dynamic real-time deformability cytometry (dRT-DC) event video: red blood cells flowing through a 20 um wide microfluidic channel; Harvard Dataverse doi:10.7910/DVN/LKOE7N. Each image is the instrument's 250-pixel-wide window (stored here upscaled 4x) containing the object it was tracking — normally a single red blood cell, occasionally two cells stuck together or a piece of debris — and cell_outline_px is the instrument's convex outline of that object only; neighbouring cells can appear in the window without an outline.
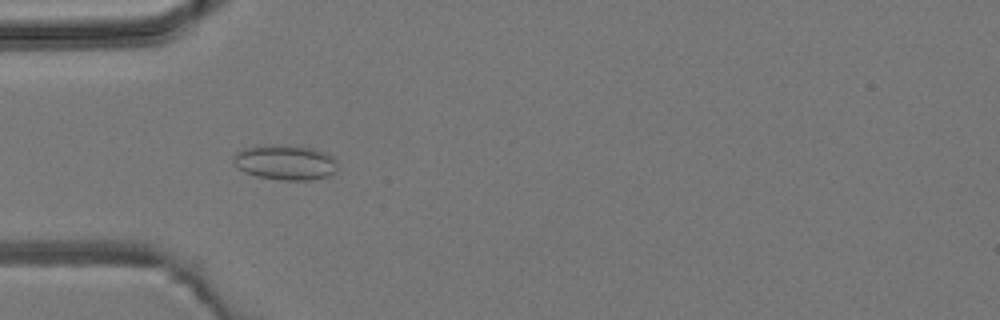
{"species": "common noctule bat (a hibernating species)", "species_latin": "Nyctalus noctula", "temperature_condition": "room temperature", "stored_images_in_passage": 6, "camera_frame_rate_fps": 3000, "um_per_image_px": 0.085, "animal": {"sex": "male", "body_mass_g": 19.2, "forearm_length_mm": 51.8}, "frame": {"image": 1, "passage_image": 4, "time_ms": 3.333, "image_size_px": [1000, 320], "cell_outline_px": [[336, 168], [332, 172], [324, 176], [312, 180], [280, 180], [256, 176], [244, 172], [232, 160], [232, 156], [236, 152], [244, 148], [256, 144], [280, 144], [308, 148], [332, 156], [336, 160]], "centroid_in_image_um": [24.15, 13.79], "position_along_channel_um": 60.8, "area_um2": 21.15}}
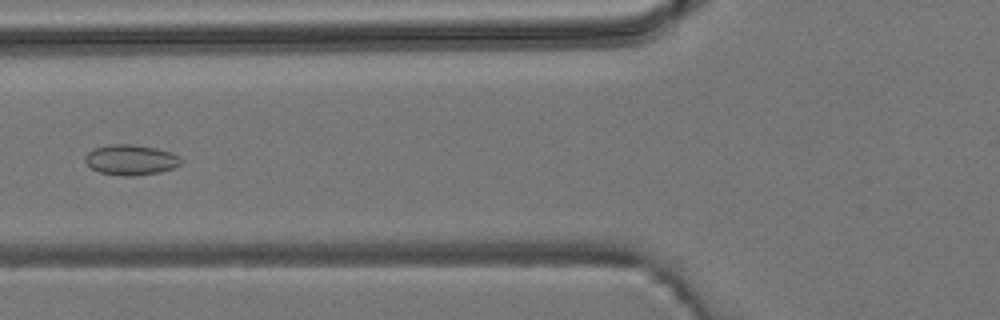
{"frame": {"image": 2, "passage_image": 5, "time_ms": 4.667, "image_size_px": [1000, 320], "cell_outline_px": [[180, 164], [176, 168], [160, 172], [132, 176], [124, 176], [100, 172], [92, 168], [84, 160], [84, 156], [88, 152], [96, 148], [112, 144], [132, 144], [156, 148], [172, 152], [180, 156]], "centroid_in_image_um": [11.15, 13.58], "position_along_channel_um": 114.7, "area_um2": 16.94}}
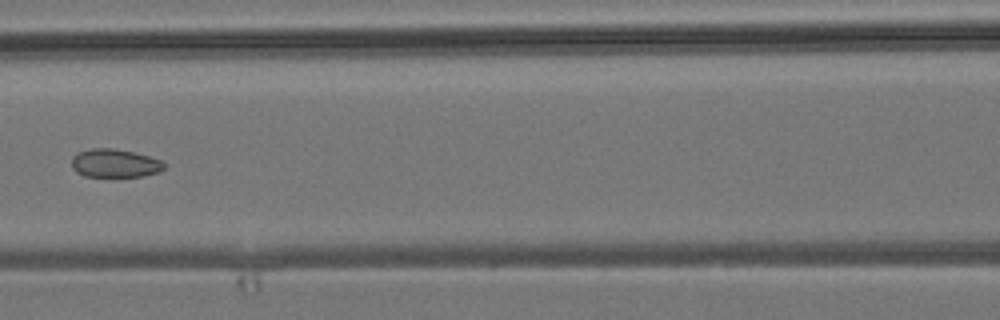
{"frame": {"image": 3, "passage_image": 6, "time_ms": 5.667, "image_size_px": [1000, 320], "cell_outline_px": [[168, 164], [160, 172], [140, 176], [84, 176], [76, 172], [72, 168], [72, 156], [80, 152], [92, 148], [112, 148], [132, 152], [148, 156], [160, 160]], "centroid_in_image_um": [9.77, 13.88], "position_along_channel_um": 156.8, "area_um2": 15.2}}